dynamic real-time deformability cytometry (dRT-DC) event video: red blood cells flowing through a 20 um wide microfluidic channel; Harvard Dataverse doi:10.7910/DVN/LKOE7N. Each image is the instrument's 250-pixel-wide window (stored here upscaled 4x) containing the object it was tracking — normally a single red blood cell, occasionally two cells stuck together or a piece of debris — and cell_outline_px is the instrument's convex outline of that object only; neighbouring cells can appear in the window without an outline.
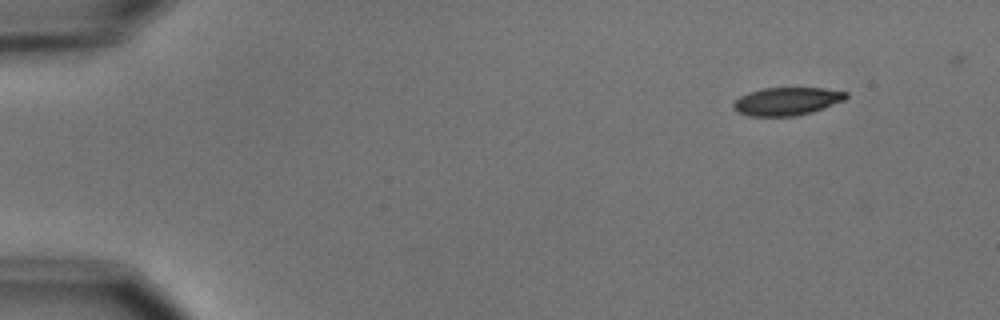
{"species": "common noctule bat (a hibernating species)", "species_latin": "Nyctalus noctula", "temperature_condition": "cold", "stored_images_in_passage": 5, "camera_frame_rate_fps": 3000, "um_per_image_px": 0.085, "animal": {"sex": "male", "body_mass_g": 15.6}, "frame": {"image": 1, "passage_image": 1, "time_ms": 0.0, "image_size_px": [1000, 320], "cell_outline_px": [[848, 96], [844, 100], [812, 112], [796, 116], [748, 116], [736, 112], [732, 108], [732, 104], [740, 96], [748, 92], [760, 88], [824, 88], [848, 92]], "centroid_in_image_um": [66.84, 8.61], "position_along_channel_um": 18.2, "area_um2": 18.5}}
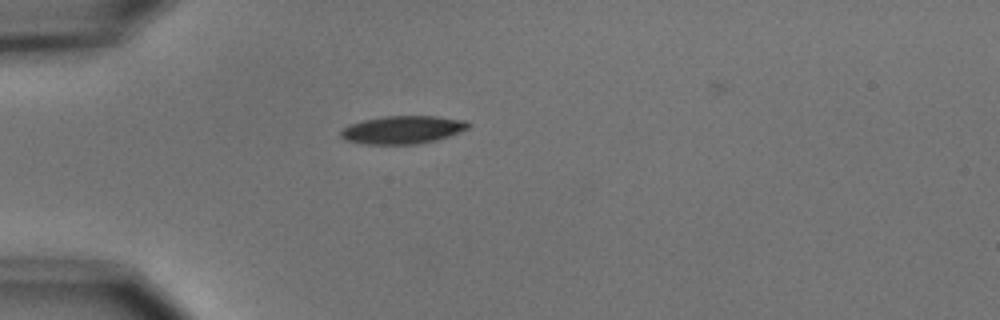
{"frame": {"image": 2, "passage_image": 4, "time_ms": 3.333, "image_size_px": [1000, 320], "cell_outline_px": [[472, 124], [468, 128], [448, 136], [436, 140], [416, 144], [364, 144], [344, 140], [340, 136], [340, 128], [348, 124], [364, 120], [384, 116], [436, 116], [464, 120]], "centroid_in_image_um": [34.17, 11.03], "position_along_channel_um": 50.8, "area_um2": 20.87}}